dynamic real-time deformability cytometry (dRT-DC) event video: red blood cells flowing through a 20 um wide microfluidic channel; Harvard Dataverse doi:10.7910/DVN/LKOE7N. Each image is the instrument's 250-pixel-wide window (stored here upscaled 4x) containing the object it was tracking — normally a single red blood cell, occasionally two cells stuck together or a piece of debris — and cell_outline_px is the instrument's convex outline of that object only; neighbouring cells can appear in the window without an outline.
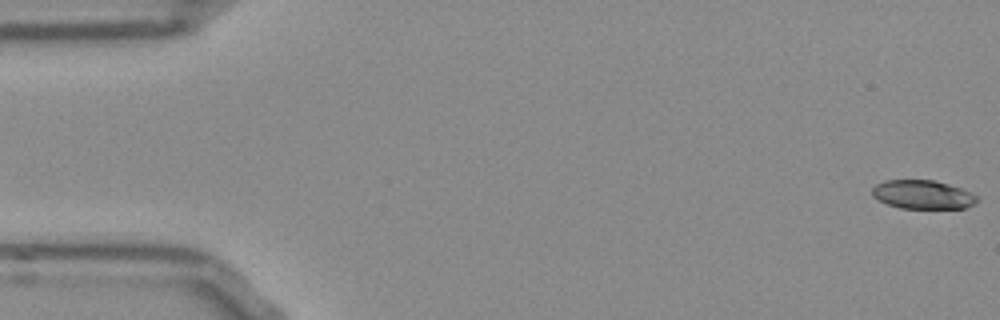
{"species": "Egyptian fruit bat (a non-hibernating species)", "species_latin": "Rousettus aegyptiacus", "temperature_condition": "room temperature", "stored_images_in_passage": 54, "segment_of_instrument_passage": [1, 2], "camera_frame_rate_fps": 3000, "um_per_image_px": 0.085, "frame": {"image": 1, "passage_image": 1, "time_ms": 0.0, "image_size_px": [1000, 320], "cell_outline_px": [[980, 200], [976, 204], [964, 208], [900, 208], [888, 204], [872, 196], [872, 188], [876, 184], [884, 180], [932, 180], [948, 184], [960, 188], [976, 196]], "centroid_in_image_um": [78.43, 16.54], "position_along_channel_um": 6.6, "area_um2": 17.46}}
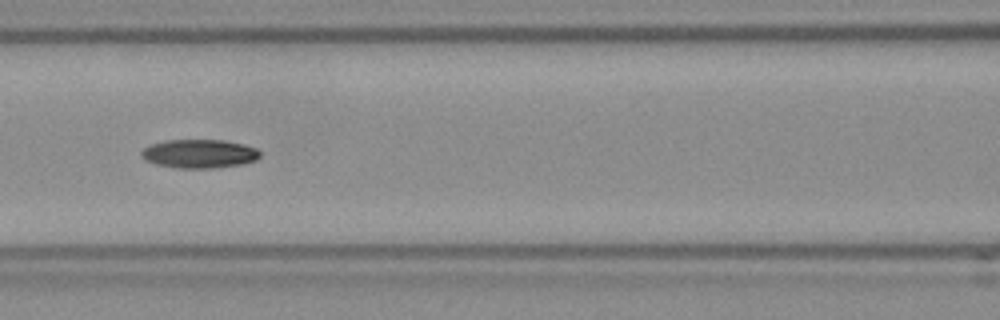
{"frame": {"image": 2, "passage_image": 23, "time_ms": 7.333, "image_size_px": [1000, 320], "cell_outline_px": [[260, 156], [256, 160], [244, 164], [216, 168], [176, 168], [156, 164], [144, 160], [140, 156], [140, 152], [144, 148], [152, 144], [168, 140], [224, 140], [244, 144], [256, 148], [260, 152]], "centroid_in_image_um": [16.95, 13.07], "position_along_channel_um": 149.7, "area_um2": 20.0}}
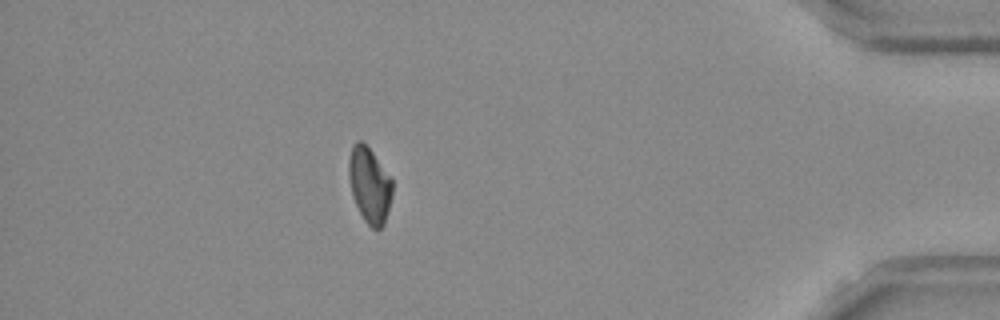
{"frame": {"image": 3, "passage_image": 47, "time_ms": 15.333, "image_size_px": [1000, 320], "cell_outline_px": [[392, 196], [384, 224], [380, 228], [372, 228], [364, 220], [352, 196], [348, 176], [348, 160], [352, 144], [356, 140], [360, 140], [372, 152], [392, 180]], "centroid_in_image_um": [31.38, 15.72], "position_along_channel_um": 403.8, "area_um2": 19.02}}